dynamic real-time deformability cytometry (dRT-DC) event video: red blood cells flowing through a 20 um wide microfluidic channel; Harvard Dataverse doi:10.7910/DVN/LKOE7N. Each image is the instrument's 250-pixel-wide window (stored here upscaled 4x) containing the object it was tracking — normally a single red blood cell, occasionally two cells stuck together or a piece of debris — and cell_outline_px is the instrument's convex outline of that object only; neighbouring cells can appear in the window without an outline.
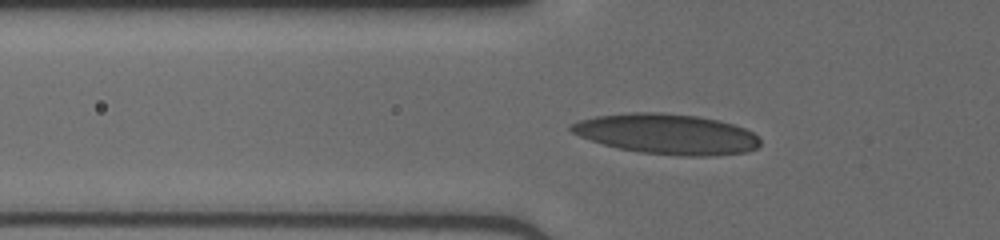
{"species": "human", "species_latin": "Homo sapiens", "temperature_condition": "cold", "stored_images_in_passage": 44, "camera_frame_rate_fps": 3000, "um_per_image_px": 0.085, "donor": {"sex": "male"}, "frame": {"image": 1, "passage_image": 12, "time_ms": 3.667, "image_size_px": [1000, 240], "cell_outline_px": [[760, 144], [756, 148], [748, 152], [712, 156], [680, 156], [640, 152], [616, 148], [580, 136], [572, 132], [568, 128], [572, 124], [580, 120], [596, 116], [632, 112], [660, 112], [696, 116], [720, 120], [744, 128], [760, 136]], "centroid_in_image_um": [56.72, 11.4], "position_along_channel_um": 69.1, "area_um2": 44.45}}
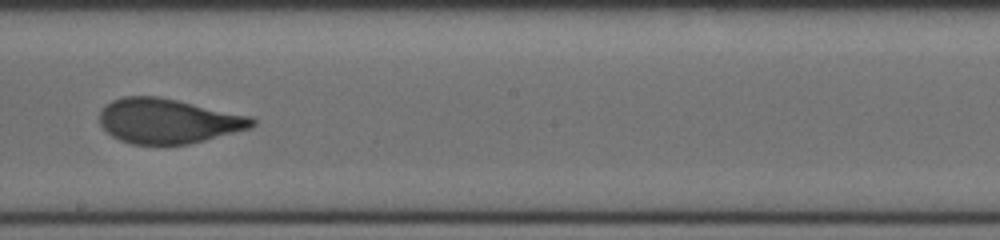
{"frame": {"image": 2, "passage_image": 24, "time_ms": 7.667, "image_size_px": [1000, 240], "cell_outline_px": [[256, 124], [248, 128], [204, 140], [188, 144], [132, 144], [120, 140], [112, 136], [100, 124], [100, 112], [112, 100], [124, 96], [160, 96], [252, 116], [256, 120]], "centroid_in_image_um": [14.29, 10.27], "position_along_channel_um": 233.9, "area_um2": 39.59}}
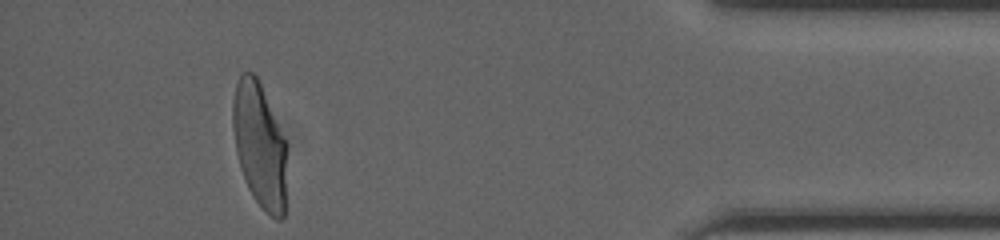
{"frame": {"image": 3, "passage_image": 40, "time_ms": 13.0, "image_size_px": [1000, 240], "cell_outline_px": [[284, 216], [280, 220], [276, 220], [256, 200], [248, 188], [240, 168], [236, 152], [232, 128], [232, 100], [236, 84], [240, 72], [252, 72], [256, 76], [260, 84], [284, 140]], "centroid_in_image_um": [21.99, 12.29], "position_along_channel_um": 413.2, "area_um2": 38.15}}